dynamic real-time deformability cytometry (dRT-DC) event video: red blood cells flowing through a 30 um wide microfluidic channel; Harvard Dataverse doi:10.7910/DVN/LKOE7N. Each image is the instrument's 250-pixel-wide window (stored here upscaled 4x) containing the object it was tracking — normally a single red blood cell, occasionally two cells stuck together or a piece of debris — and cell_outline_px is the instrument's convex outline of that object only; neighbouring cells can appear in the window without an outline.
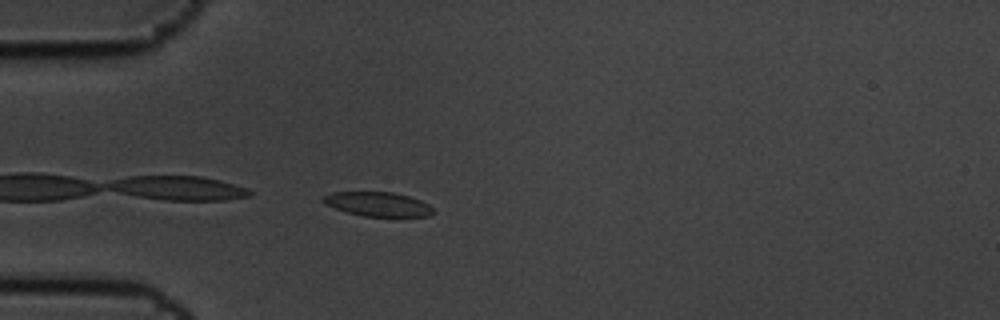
{"species": "common noctule bat (a hibernating species)", "species_latin": "Nyctalus noctula", "temperature_condition": "cold", "stored_images_in_passage": 2, "camera_frame_rate_fps": 3000, "um_per_image_px": 0.085, "animal": {"sex": "male", "body_mass_g": 19.5, "forearm_length_mm": 54.6}, "frame": {"image": 1, "passage_image": 2, "time_ms": 0.333, "image_size_px": [1000, 320], "cell_outline_px": [[436, 212], [432, 216], [364, 216], [348, 212], [324, 204], [320, 200], [324, 196], [332, 192], [392, 192], [408, 196], [420, 200], [428, 204]], "centroid_in_image_um": [32.13, 17.35], "position_along_channel_um": 52.9, "area_um2": 15.49}}